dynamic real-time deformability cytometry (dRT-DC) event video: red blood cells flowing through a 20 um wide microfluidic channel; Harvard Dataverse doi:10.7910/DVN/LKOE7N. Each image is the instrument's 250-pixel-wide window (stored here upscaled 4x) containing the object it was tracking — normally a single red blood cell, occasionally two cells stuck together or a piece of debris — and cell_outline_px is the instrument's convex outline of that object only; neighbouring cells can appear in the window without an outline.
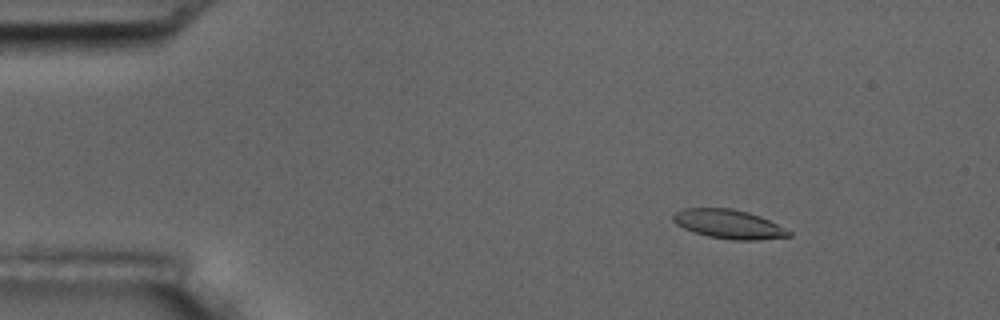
{"species": "common noctule bat (a hibernating species)", "species_latin": "Nyctalus noctula", "temperature_condition": "room temperature", "stored_images_in_passage": 8, "camera_frame_rate_fps": 3000, "um_per_image_px": 0.085, "animal": {"sex": "male", "body_mass_g": 17.5, "forearm_length_mm": 52.3}, "frame": {"image": 1, "passage_image": 1, "time_ms": 0.0, "image_size_px": [1000, 320], "cell_outline_px": [[792, 236], [756, 240], [732, 240], [708, 236], [692, 232], [676, 224], [672, 220], [672, 216], [676, 212], [684, 208], [732, 208], [748, 212], [760, 216], [792, 232]], "centroid_in_image_um": [61.92, 19.05], "position_along_channel_um": 23.1, "area_um2": 19.54}}
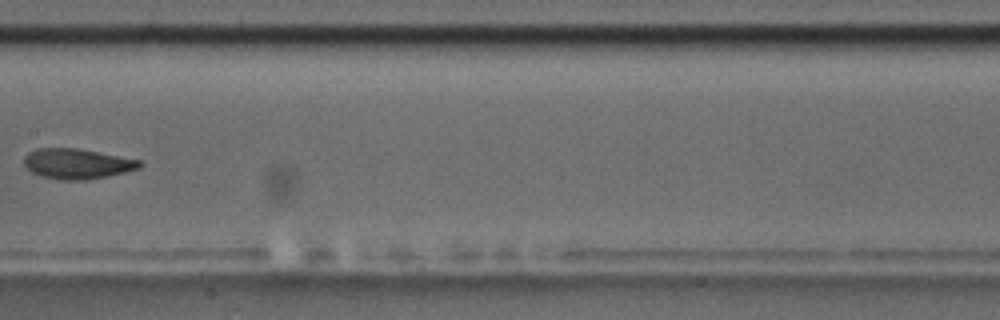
{"frame": {"image": 2, "passage_image": 7, "time_ms": 7.0, "image_size_px": [1000, 320], "cell_outline_px": [[144, 164], [140, 168], [124, 172], [84, 180], [64, 180], [40, 176], [32, 172], [24, 164], [24, 156], [28, 152], [36, 148], [76, 148], [140, 160]], "centroid_in_image_um": [6.53, 13.91], "position_along_channel_um": 200.9, "area_um2": 20.17}}
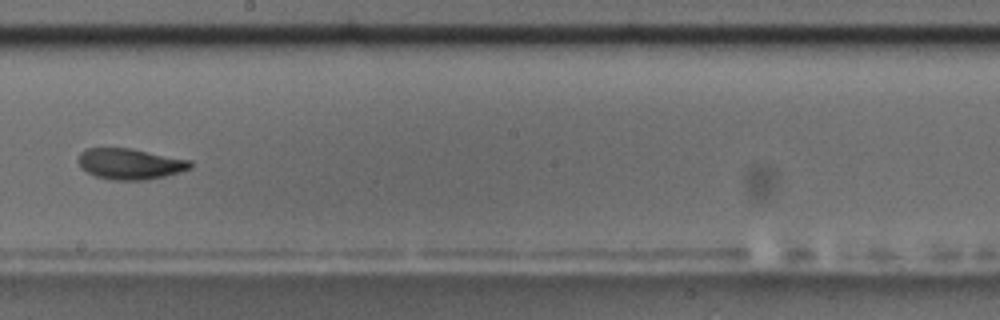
{"frame": {"image": 3, "passage_image": 8, "time_ms": 8.0, "image_size_px": [1000, 320], "cell_outline_px": [[192, 168], [180, 172], [164, 176], [144, 180], [112, 180], [96, 176], [80, 168], [76, 160], [80, 152], [84, 148], [132, 148], [192, 160]], "centroid_in_image_um": [11.04, 13.92], "position_along_channel_um": 237.2, "area_um2": 20.46}}